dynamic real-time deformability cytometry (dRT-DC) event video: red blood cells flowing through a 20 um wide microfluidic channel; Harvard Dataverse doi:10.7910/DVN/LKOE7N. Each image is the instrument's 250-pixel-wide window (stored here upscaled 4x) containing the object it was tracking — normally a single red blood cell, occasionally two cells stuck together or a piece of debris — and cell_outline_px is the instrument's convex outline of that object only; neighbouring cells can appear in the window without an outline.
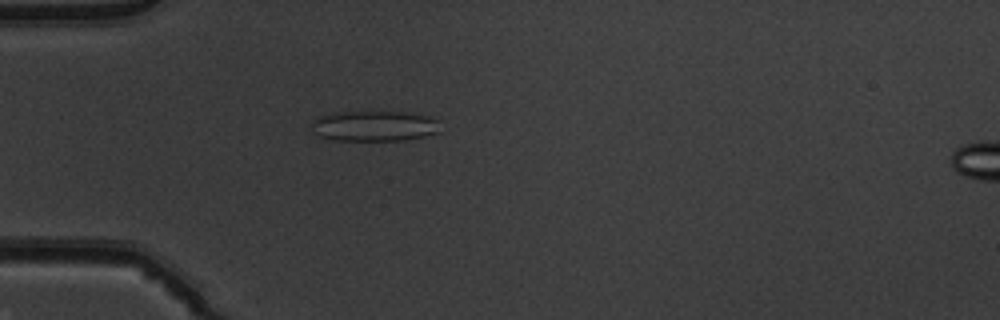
{"species": "common noctule bat (a hibernating species)", "species_latin": "Nyctalus noctula", "temperature_condition": "warm", "stored_images_in_passage": 38, "camera_frame_rate_fps": 3000, "um_per_image_px": 0.085, "animal": {"sex": "male", "body_mass_g": 19.5, "forearm_length_mm": 54.6}, "frame": {"image": 1, "passage_image": 2, "time_ms": 0.333, "image_size_px": [1000, 320], "cell_outline_px": [[440, 132], [424, 136], [404, 140], [332, 140], [320, 136], [312, 132], [312, 120], [316, 116], [332, 112], [404, 112], [428, 116], [436, 120]], "centroid_in_image_um": [31.74, 10.7], "position_along_channel_um": 53.3, "area_um2": 22.89}}
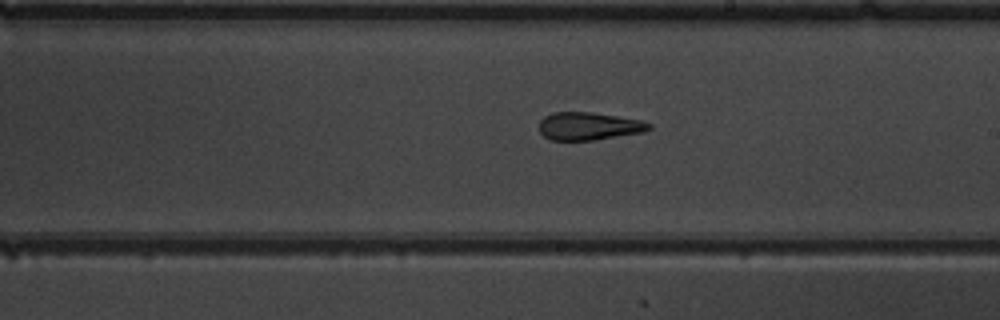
{"frame": {"image": 2, "passage_image": 17, "time_ms": 5.333, "image_size_px": [1000, 320], "cell_outline_px": [[652, 128], [644, 132], [596, 140], [548, 140], [540, 132], [540, 120], [544, 116], [552, 112], [592, 112], [640, 120], [652, 124]], "centroid_in_image_um": [50.04, 10.73], "position_along_channel_um": 239.0, "area_um2": 17.92}}
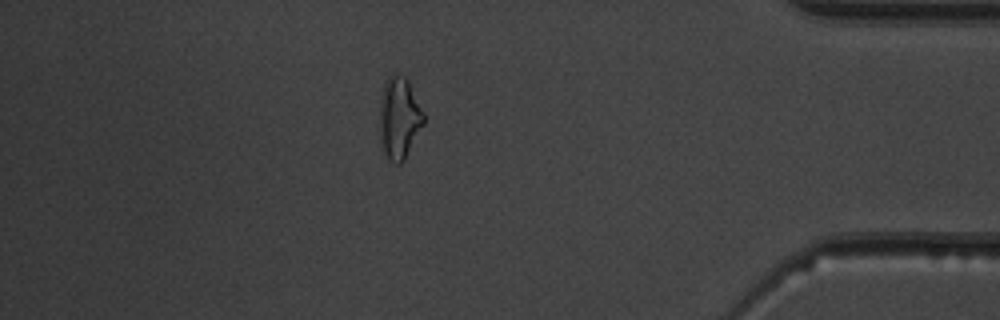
{"frame": {"image": 3, "passage_image": 32, "time_ms": 10.333, "image_size_px": [1000, 320], "cell_outline_px": [[424, 124], [404, 160], [400, 164], [396, 164], [388, 160], [384, 152], [380, 140], [380, 100], [384, 80], [392, 72], [404, 76], [408, 80], [424, 112]], "centroid_in_image_um": [33.93, 10.0], "position_along_channel_um": 401.3, "area_um2": 21.27}, "authors_computed_cell_mechanics": {"area_um2": 18.3515, "velocity_mm_per_s": 3.9297, "shape_relaxation_time_tau1_ms": null, "shape_relaxation_time_tau2_ms": 2.5976, "deformation_change_tau1": null, "deformation_change_tau2": 0.1283}}